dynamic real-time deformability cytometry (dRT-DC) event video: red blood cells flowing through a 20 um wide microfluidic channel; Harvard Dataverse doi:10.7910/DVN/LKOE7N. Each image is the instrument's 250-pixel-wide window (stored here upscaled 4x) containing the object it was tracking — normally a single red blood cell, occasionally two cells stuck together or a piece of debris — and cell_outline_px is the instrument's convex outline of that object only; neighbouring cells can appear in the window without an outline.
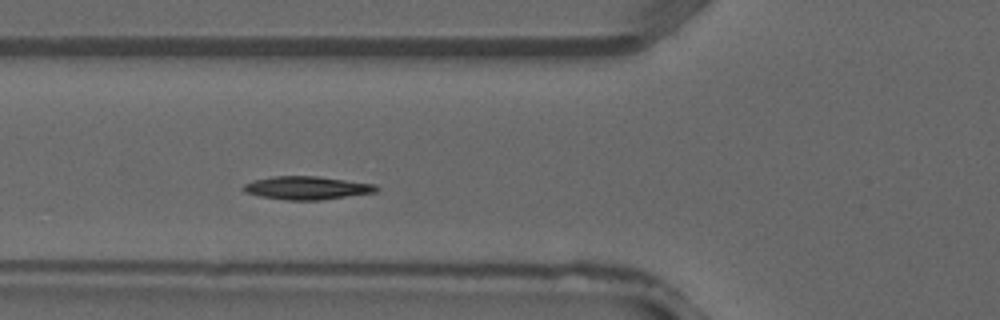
{"species": "common noctule bat (a hibernating species)", "species_latin": "Nyctalus noctula", "temperature_condition": "warm", "stored_images_in_passage": 30, "segment_of_instrument_passage": [1, 2], "camera_frame_rate_fps": 3000, "um_per_image_px": 0.085, "animal": {"sex": "male", "forearm_length_mm": 52.5}, "frame": {"image": 1, "passage_image": 5, "time_ms": 1.333, "image_size_px": [1000, 320], "cell_outline_px": [[380, 188], [376, 192], [320, 200], [284, 200], [260, 196], [244, 192], [240, 188], [244, 184], [252, 180], [272, 176], [316, 176], [376, 184]], "centroid_in_image_um": [26.05, 15.97], "position_along_channel_um": 99.8, "area_um2": 18.09}}
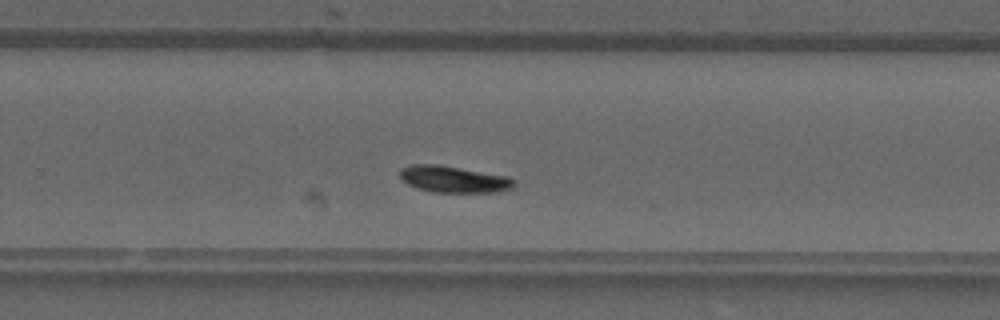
{"frame": {"image": 2, "passage_image": 16, "time_ms": 5.0, "image_size_px": [1000, 320], "cell_outline_px": [[516, 184], [512, 188], [496, 192], [432, 192], [416, 188], [408, 184], [400, 176], [400, 168], [412, 164], [436, 164], [508, 176]], "centroid_in_image_um": [38.54, 15.24], "position_along_channel_um": 291.3, "area_um2": 17.57}}
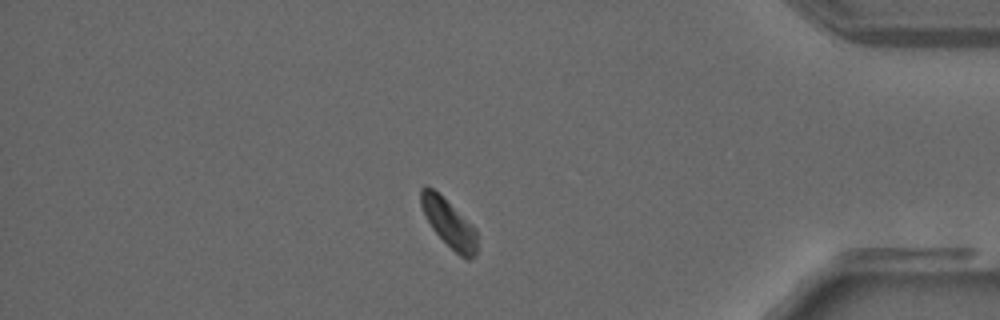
{"frame": {"image": 3, "passage_image": 24, "time_ms": 7.667, "image_size_px": [1000, 320], "cell_outline_px": [[476, 252], [468, 260], [460, 256], [432, 228], [420, 204], [420, 188], [432, 188], [472, 224], [476, 228]], "centroid_in_image_um": [38.16, 18.98], "position_along_channel_um": 397.0, "area_um2": 15.03}}